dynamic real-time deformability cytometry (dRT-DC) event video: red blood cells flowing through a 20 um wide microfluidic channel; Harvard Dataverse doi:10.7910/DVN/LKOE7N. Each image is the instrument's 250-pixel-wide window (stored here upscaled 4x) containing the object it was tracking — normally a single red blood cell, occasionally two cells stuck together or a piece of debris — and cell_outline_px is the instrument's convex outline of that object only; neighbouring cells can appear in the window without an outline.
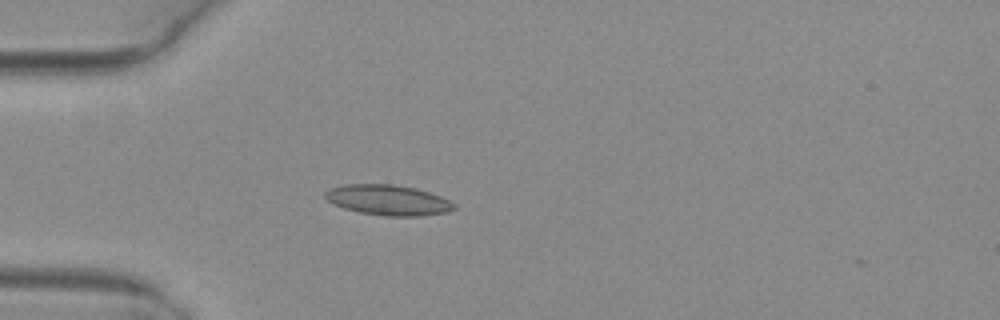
{"species": "common noctule bat (a hibernating species)", "species_latin": "Nyctalus noctula", "temperature_condition": "warm", "stored_images_in_passage": 4, "camera_frame_rate_fps": 3000, "um_per_image_px": 0.085, "animal": {"sex": "female", "body_mass_g": 29.2, "forearm_length_mm": 56.3}, "frame": {"image": 1, "passage_image": 4, "time_ms": 1.0, "image_size_px": [1000, 320], "cell_outline_px": [[456, 208], [444, 212], [420, 216], [384, 216], [360, 212], [344, 208], [332, 204], [324, 196], [324, 192], [328, 188], [344, 184], [392, 184], [416, 188], [440, 196], [456, 204]], "centroid_in_image_um": [32.94, 17.0], "position_along_channel_um": 52.1, "area_um2": 22.83}}